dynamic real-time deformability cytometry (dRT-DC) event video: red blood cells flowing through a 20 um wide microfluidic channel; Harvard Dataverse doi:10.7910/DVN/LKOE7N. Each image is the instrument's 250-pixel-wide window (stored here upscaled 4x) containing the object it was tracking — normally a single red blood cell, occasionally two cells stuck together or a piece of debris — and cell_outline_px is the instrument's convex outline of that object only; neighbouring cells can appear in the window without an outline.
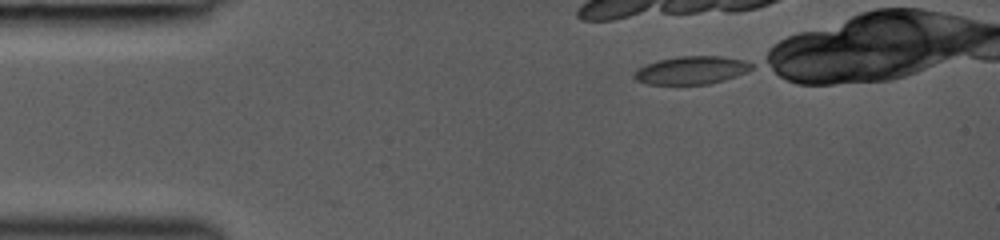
{"species": "common noctule bat (a hibernating species)", "species_latin": "Nyctalus noctula", "temperature_condition": "room temperature", "stored_images_in_passage": 12, "camera_frame_rate_fps": 3000, "um_per_image_px": 0.085, "animal": {"sex": "female", "body_mass_g": 19.0, "forearm_length_mm": 53.3}, "frame": {"image": 1, "passage_image": 1, "time_ms": 0.0, "image_size_px": [1000, 240], "cell_outline_px": [[752, 68], [736, 76], [724, 80], [708, 84], [648, 84], [636, 80], [632, 76], [636, 68], [656, 60], [676, 56], [720, 56], [744, 60], [752, 64]], "centroid_in_image_um": [58.71, 5.96], "position_along_channel_um": 26.3, "area_um2": 19.19}}